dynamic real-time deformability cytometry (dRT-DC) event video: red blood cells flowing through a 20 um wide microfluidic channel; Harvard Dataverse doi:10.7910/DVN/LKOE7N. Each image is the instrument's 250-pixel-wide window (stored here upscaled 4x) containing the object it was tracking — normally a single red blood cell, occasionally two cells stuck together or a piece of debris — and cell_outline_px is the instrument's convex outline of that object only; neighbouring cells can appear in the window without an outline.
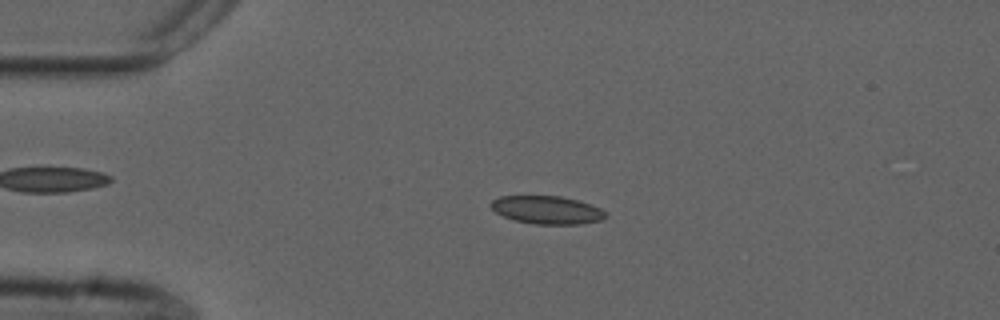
{"species": "common noctule bat (a hibernating species)", "species_latin": "Nyctalus noctula", "temperature_condition": "cold", "stored_images_in_passage": 54, "camera_frame_rate_fps": 3000, "um_per_image_px": 0.085, "animal": {"sex": "male", "forearm_length_mm": 52.5}, "frame": {"image": 1, "passage_image": 12, "time_ms": 3.667, "image_size_px": [1000, 320], "cell_outline_px": [[608, 216], [604, 220], [580, 224], [536, 224], [512, 220], [496, 212], [488, 204], [492, 200], [500, 196], [560, 196], [592, 204], [600, 208]], "centroid_in_image_um": [46.5, 17.85], "position_along_channel_um": 38.5, "area_um2": 18.84}}
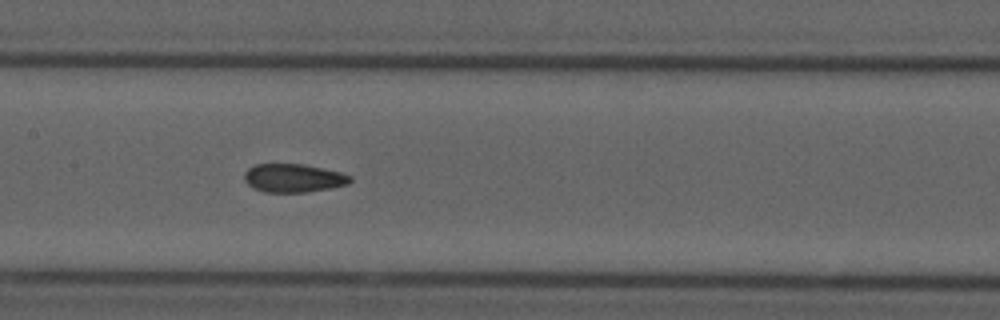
{"frame": {"image": 2, "passage_image": 26, "time_ms": 8.333, "image_size_px": [1000, 320], "cell_outline_px": [[352, 180], [348, 184], [308, 192], [264, 192], [248, 184], [244, 180], [244, 172], [248, 168], [256, 164], [304, 164], [340, 172], [352, 176]], "centroid_in_image_um": [24.94, 15.13], "position_along_channel_um": 182.5, "area_um2": 17.46}}
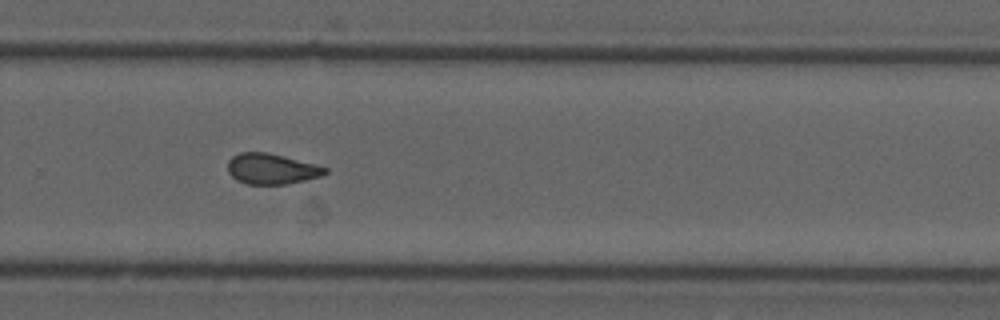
{"frame": {"image": 3, "passage_image": 36, "time_ms": 11.667, "image_size_px": [1000, 320], "cell_outline_px": [[328, 172], [320, 176], [288, 184], [248, 184], [236, 180], [228, 172], [228, 160], [232, 156], [240, 152], [268, 152], [316, 164], [328, 168]], "centroid_in_image_um": [23.07, 14.34], "position_along_channel_um": 306.7, "area_um2": 17.4}, "authors_computed_cell_mechanics": {"area_um2": 17.9469, "velocity_mm_per_s": 3.7425, "shape_relaxation_time_tau1_ms": null, "shape_relaxation_time_tau2_ms": 1.8708, "deformation_change_tau1": null, "deformation_change_tau2": 0.0554}}